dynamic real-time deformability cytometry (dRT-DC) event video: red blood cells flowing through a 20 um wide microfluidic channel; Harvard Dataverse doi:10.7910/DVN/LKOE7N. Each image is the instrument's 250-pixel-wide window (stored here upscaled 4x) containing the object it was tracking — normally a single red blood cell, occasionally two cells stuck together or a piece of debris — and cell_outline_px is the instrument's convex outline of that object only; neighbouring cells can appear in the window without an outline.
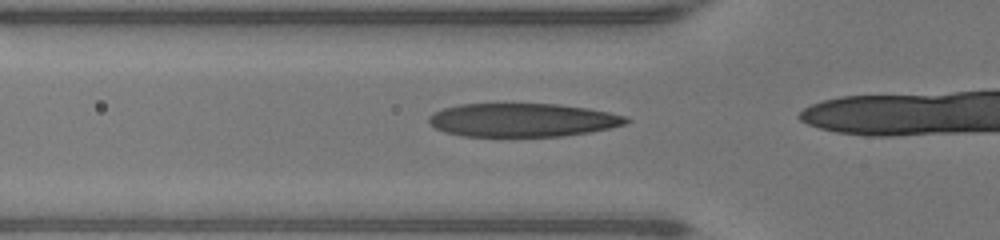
{"species": "human", "species_latin": "Homo sapiens", "temperature_condition": "warm", "stored_images_in_passage": 15, "camera_frame_rate_fps": 3000, "um_per_image_px": 0.085, "donor": {"sex": "male"}, "frame": {"image": 1, "passage_image": 11, "time_ms": 3.333, "image_size_px": [1000, 240], "cell_outline_px": [[632, 120], [624, 124], [592, 132], [560, 136], [464, 136], [444, 132], [428, 124], [428, 116], [432, 112], [444, 108], [460, 104], [560, 104], [588, 108], [628, 116]], "centroid_in_image_um": [44.4, 10.2], "position_along_channel_um": 81.4, "area_um2": 38.67}}
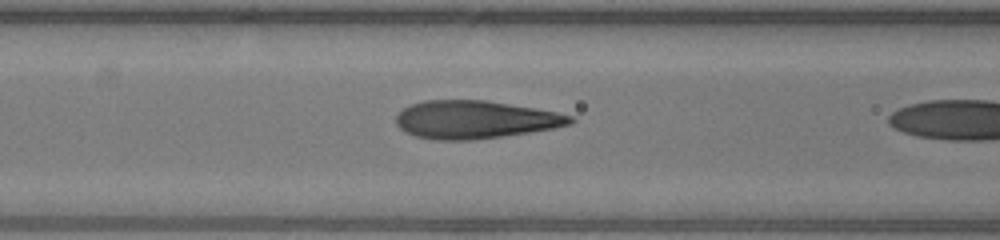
{"frame": {"image": 2, "passage_image": 14, "time_ms": 4.333, "image_size_px": [1000, 240], "cell_outline_px": [[576, 120], [572, 124], [552, 128], [528, 132], [472, 140], [436, 140], [416, 136], [404, 132], [396, 124], [396, 116], [404, 108], [412, 104], [424, 100], [484, 100], [536, 108], [556, 112], [572, 116]], "centroid_in_image_um": [40.37, 10.16], "position_along_channel_um": 126.2, "area_um2": 38.32}}